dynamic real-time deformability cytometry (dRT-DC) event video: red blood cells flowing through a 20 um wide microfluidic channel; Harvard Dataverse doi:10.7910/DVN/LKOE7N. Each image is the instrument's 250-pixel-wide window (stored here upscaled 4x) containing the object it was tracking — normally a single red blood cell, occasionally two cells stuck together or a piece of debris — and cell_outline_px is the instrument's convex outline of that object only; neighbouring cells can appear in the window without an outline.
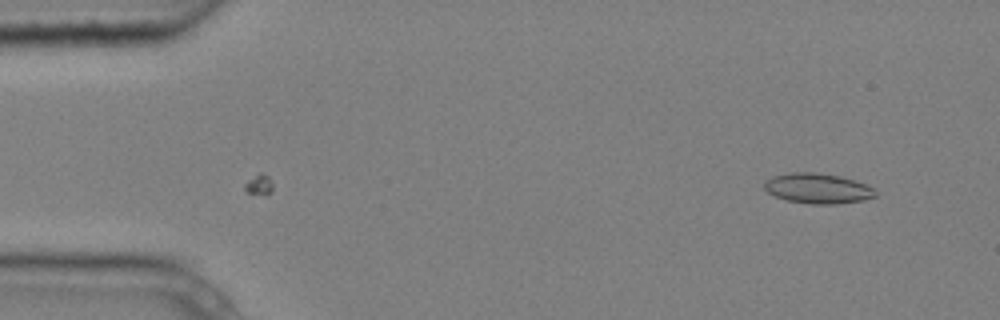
{"species": "common noctule bat (a hibernating species)", "species_latin": "Nyctalus noctula", "temperature_condition": "cold", "stored_images_in_passage": 2, "camera_frame_rate_fps": 3000, "um_per_image_px": 0.085, "animal": {"sex": "male", "body_mass_g": 20.4}, "frame": {"image": 1, "passage_image": 2, "time_ms": 0.333, "image_size_px": [1000, 320], "cell_outline_px": [[876, 196], [864, 200], [836, 204], [812, 204], [788, 200], [776, 196], [768, 192], [764, 188], [764, 180], [772, 176], [792, 172], [812, 172], [840, 176], [876, 188]], "centroid_in_image_um": [69.51, 16.01], "position_along_channel_um": 15.5, "area_um2": 19.48}}